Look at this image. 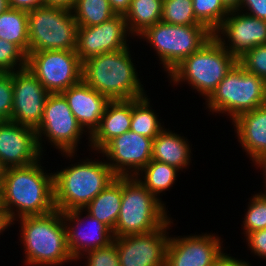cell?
<instances>
[{
	"mask_svg": "<svg viewBox=\"0 0 266 266\" xmlns=\"http://www.w3.org/2000/svg\"><path fill=\"white\" fill-rule=\"evenodd\" d=\"M77 21L72 10L42 6L28 11L29 50H75Z\"/></svg>",
	"mask_w": 266,
	"mask_h": 266,
	"instance_id": "cell-10",
	"label": "cell"
},
{
	"mask_svg": "<svg viewBox=\"0 0 266 266\" xmlns=\"http://www.w3.org/2000/svg\"><path fill=\"white\" fill-rule=\"evenodd\" d=\"M3 174H4V168L0 164V189H1V184H2Z\"/></svg>",
	"mask_w": 266,
	"mask_h": 266,
	"instance_id": "cell-47",
	"label": "cell"
},
{
	"mask_svg": "<svg viewBox=\"0 0 266 266\" xmlns=\"http://www.w3.org/2000/svg\"><path fill=\"white\" fill-rule=\"evenodd\" d=\"M75 2L76 0H43L44 6L58 7L66 10H72Z\"/></svg>",
	"mask_w": 266,
	"mask_h": 266,
	"instance_id": "cell-44",
	"label": "cell"
},
{
	"mask_svg": "<svg viewBox=\"0 0 266 266\" xmlns=\"http://www.w3.org/2000/svg\"><path fill=\"white\" fill-rule=\"evenodd\" d=\"M224 241L218 232L213 231L183 236L171 234L166 250V266H211L229 247H225Z\"/></svg>",
	"mask_w": 266,
	"mask_h": 266,
	"instance_id": "cell-13",
	"label": "cell"
},
{
	"mask_svg": "<svg viewBox=\"0 0 266 266\" xmlns=\"http://www.w3.org/2000/svg\"><path fill=\"white\" fill-rule=\"evenodd\" d=\"M152 100L148 95L132 99V116L130 130L154 139L166 126L163 119H159V113L153 109ZM163 121V122H162Z\"/></svg>",
	"mask_w": 266,
	"mask_h": 266,
	"instance_id": "cell-27",
	"label": "cell"
},
{
	"mask_svg": "<svg viewBox=\"0 0 266 266\" xmlns=\"http://www.w3.org/2000/svg\"><path fill=\"white\" fill-rule=\"evenodd\" d=\"M212 36L213 33L205 25H173L160 21L148 27L135 41L137 44L138 41L146 42L145 46L150 47L149 51H154L157 64L168 75Z\"/></svg>",
	"mask_w": 266,
	"mask_h": 266,
	"instance_id": "cell-6",
	"label": "cell"
},
{
	"mask_svg": "<svg viewBox=\"0 0 266 266\" xmlns=\"http://www.w3.org/2000/svg\"><path fill=\"white\" fill-rule=\"evenodd\" d=\"M13 105L12 76L4 73L0 77V122L11 120Z\"/></svg>",
	"mask_w": 266,
	"mask_h": 266,
	"instance_id": "cell-36",
	"label": "cell"
},
{
	"mask_svg": "<svg viewBox=\"0 0 266 266\" xmlns=\"http://www.w3.org/2000/svg\"><path fill=\"white\" fill-rule=\"evenodd\" d=\"M238 10L266 21V0H241Z\"/></svg>",
	"mask_w": 266,
	"mask_h": 266,
	"instance_id": "cell-38",
	"label": "cell"
},
{
	"mask_svg": "<svg viewBox=\"0 0 266 266\" xmlns=\"http://www.w3.org/2000/svg\"><path fill=\"white\" fill-rule=\"evenodd\" d=\"M248 198L244 217H242L241 235L266 229V194L257 192Z\"/></svg>",
	"mask_w": 266,
	"mask_h": 266,
	"instance_id": "cell-30",
	"label": "cell"
},
{
	"mask_svg": "<svg viewBox=\"0 0 266 266\" xmlns=\"http://www.w3.org/2000/svg\"><path fill=\"white\" fill-rule=\"evenodd\" d=\"M129 33L123 15H115L111 19L90 27L78 26L76 53L81 62L105 52L121 51L135 39Z\"/></svg>",
	"mask_w": 266,
	"mask_h": 266,
	"instance_id": "cell-15",
	"label": "cell"
},
{
	"mask_svg": "<svg viewBox=\"0 0 266 266\" xmlns=\"http://www.w3.org/2000/svg\"><path fill=\"white\" fill-rule=\"evenodd\" d=\"M9 8L8 0H0V13L6 11Z\"/></svg>",
	"mask_w": 266,
	"mask_h": 266,
	"instance_id": "cell-46",
	"label": "cell"
},
{
	"mask_svg": "<svg viewBox=\"0 0 266 266\" xmlns=\"http://www.w3.org/2000/svg\"><path fill=\"white\" fill-rule=\"evenodd\" d=\"M19 229L24 266H65L76 264L68 244L62 212L25 216L14 221Z\"/></svg>",
	"mask_w": 266,
	"mask_h": 266,
	"instance_id": "cell-3",
	"label": "cell"
},
{
	"mask_svg": "<svg viewBox=\"0 0 266 266\" xmlns=\"http://www.w3.org/2000/svg\"><path fill=\"white\" fill-rule=\"evenodd\" d=\"M238 60L213 36L198 51L178 64L168 75L171 88L188 85L205 101ZM178 86V87H177ZM197 92V93H196Z\"/></svg>",
	"mask_w": 266,
	"mask_h": 266,
	"instance_id": "cell-5",
	"label": "cell"
},
{
	"mask_svg": "<svg viewBox=\"0 0 266 266\" xmlns=\"http://www.w3.org/2000/svg\"><path fill=\"white\" fill-rule=\"evenodd\" d=\"M163 0H132L124 18L129 33L137 38L148 27L161 21Z\"/></svg>",
	"mask_w": 266,
	"mask_h": 266,
	"instance_id": "cell-26",
	"label": "cell"
},
{
	"mask_svg": "<svg viewBox=\"0 0 266 266\" xmlns=\"http://www.w3.org/2000/svg\"><path fill=\"white\" fill-rule=\"evenodd\" d=\"M26 66L27 55L16 44L0 39V69L10 73Z\"/></svg>",
	"mask_w": 266,
	"mask_h": 266,
	"instance_id": "cell-33",
	"label": "cell"
},
{
	"mask_svg": "<svg viewBox=\"0 0 266 266\" xmlns=\"http://www.w3.org/2000/svg\"><path fill=\"white\" fill-rule=\"evenodd\" d=\"M43 156L35 129L11 120L0 122V164L4 169L27 166Z\"/></svg>",
	"mask_w": 266,
	"mask_h": 266,
	"instance_id": "cell-19",
	"label": "cell"
},
{
	"mask_svg": "<svg viewBox=\"0 0 266 266\" xmlns=\"http://www.w3.org/2000/svg\"><path fill=\"white\" fill-rule=\"evenodd\" d=\"M180 174L181 171L174 166L151 160L135 178L166 206L167 203L163 201L162 196L171 191Z\"/></svg>",
	"mask_w": 266,
	"mask_h": 266,
	"instance_id": "cell-25",
	"label": "cell"
},
{
	"mask_svg": "<svg viewBox=\"0 0 266 266\" xmlns=\"http://www.w3.org/2000/svg\"><path fill=\"white\" fill-rule=\"evenodd\" d=\"M161 21L173 25H203L195 17L192 0H163Z\"/></svg>",
	"mask_w": 266,
	"mask_h": 266,
	"instance_id": "cell-32",
	"label": "cell"
},
{
	"mask_svg": "<svg viewBox=\"0 0 266 266\" xmlns=\"http://www.w3.org/2000/svg\"><path fill=\"white\" fill-rule=\"evenodd\" d=\"M4 74V72L0 69V77Z\"/></svg>",
	"mask_w": 266,
	"mask_h": 266,
	"instance_id": "cell-48",
	"label": "cell"
},
{
	"mask_svg": "<svg viewBox=\"0 0 266 266\" xmlns=\"http://www.w3.org/2000/svg\"><path fill=\"white\" fill-rule=\"evenodd\" d=\"M176 219L144 234L114 237L120 266H166V250ZM173 225V226H172Z\"/></svg>",
	"mask_w": 266,
	"mask_h": 266,
	"instance_id": "cell-12",
	"label": "cell"
},
{
	"mask_svg": "<svg viewBox=\"0 0 266 266\" xmlns=\"http://www.w3.org/2000/svg\"><path fill=\"white\" fill-rule=\"evenodd\" d=\"M153 139L131 130L110 140L99 152L118 177H135L152 160Z\"/></svg>",
	"mask_w": 266,
	"mask_h": 266,
	"instance_id": "cell-14",
	"label": "cell"
},
{
	"mask_svg": "<svg viewBox=\"0 0 266 266\" xmlns=\"http://www.w3.org/2000/svg\"><path fill=\"white\" fill-rule=\"evenodd\" d=\"M253 167L256 168L255 170L262 172L260 174H262L263 176H261V178L263 177V192L259 190L260 193L266 194V154L261 155L259 158H257L253 163H252Z\"/></svg>",
	"mask_w": 266,
	"mask_h": 266,
	"instance_id": "cell-43",
	"label": "cell"
},
{
	"mask_svg": "<svg viewBox=\"0 0 266 266\" xmlns=\"http://www.w3.org/2000/svg\"><path fill=\"white\" fill-rule=\"evenodd\" d=\"M230 123L238 146L251 164L266 154V104L242 113Z\"/></svg>",
	"mask_w": 266,
	"mask_h": 266,
	"instance_id": "cell-21",
	"label": "cell"
},
{
	"mask_svg": "<svg viewBox=\"0 0 266 266\" xmlns=\"http://www.w3.org/2000/svg\"><path fill=\"white\" fill-rule=\"evenodd\" d=\"M79 125L91 136L99 127L105 108L110 100L92 89L83 80L61 93Z\"/></svg>",
	"mask_w": 266,
	"mask_h": 266,
	"instance_id": "cell-20",
	"label": "cell"
},
{
	"mask_svg": "<svg viewBox=\"0 0 266 266\" xmlns=\"http://www.w3.org/2000/svg\"><path fill=\"white\" fill-rule=\"evenodd\" d=\"M9 8L31 11L44 6L43 0H8Z\"/></svg>",
	"mask_w": 266,
	"mask_h": 266,
	"instance_id": "cell-40",
	"label": "cell"
},
{
	"mask_svg": "<svg viewBox=\"0 0 266 266\" xmlns=\"http://www.w3.org/2000/svg\"><path fill=\"white\" fill-rule=\"evenodd\" d=\"M240 2L241 0H222V3L229 11L238 10Z\"/></svg>",
	"mask_w": 266,
	"mask_h": 266,
	"instance_id": "cell-45",
	"label": "cell"
},
{
	"mask_svg": "<svg viewBox=\"0 0 266 266\" xmlns=\"http://www.w3.org/2000/svg\"><path fill=\"white\" fill-rule=\"evenodd\" d=\"M26 67L50 94L62 93L82 81L83 63L75 50L31 52Z\"/></svg>",
	"mask_w": 266,
	"mask_h": 266,
	"instance_id": "cell-11",
	"label": "cell"
},
{
	"mask_svg": "<svg viewBox=\"0 0 266 266\" xmlns=\"http://www.w3.org/2000/svg\"><path fill=\"white\" fill-rule=\"evenodd\" d=\"M131 49L130 45L121 51L105 52L84 61L82 80L110 101L146 96L148 91L140 76L142 72L137 69L139 61L135 60L134 49Z\"/></svg>",
	"mask_w": 266,
	"mask_h": 266,
	"instance_id": "cell-4",
	"label": "cell"
},
{
	"mask_svg": "<svg viewBox=\"0 0 266 266\" xmlns=\"http://www.w3.org/2000/svg\"><path fill=\"white\" fill-rule=\"evenodd\" d=\"M79 264H82L83 266H120L116 244L112 242L106 247L86 252L77 260L75 265Z\"/></svg>",
	"mask_w": 266,
	"mask_h": 266,
	"instance_id": "cell-34",
	"label": "cell"
},
{
	"mask_svg": "<svg viewBox=\"0 0 266 266\" xmlns=\"http://www.w3.org/2000/svg\"><path fill=\"white\" fill-rule=\"evenodd\" d=\"M242 240L247 244V250H250L252 257L266 261V229L247 233Z\"/></svg>",
	"mask_w": 266,
	"mask_h": 266,
	"instance_id": "cell-37",
	"label": "cell"
},
{
	"mask_svg": "<svg viewBox=\"0 0 266 266\" xmlns=\"http://www.w3.org/2000/svg\"><path fill=\"white\" fill-rule=\"evenodd\" d=\"M109 5L116 15H123L129 11L132 0H108Z\"/></svg>",
	"mask_w": 266,
	"mask_h": 266,
	"instance_id": "cell-42",
	"label": "cell"
},
{
	"mask_svg": "<svg viewBox=\"0 0 266 266\" xmlns=\"http://www.w3.org/2000/svg\"><path fill=\"white\" fill-rule=\"evenodd\" d=\"M135 177H122V200L114 237L144 234L162 227L172 216Z\"/></svg>",
	"mask_w": 266,
	"mask_h": 266,
	"instance_id": "cell-8",
	"label": "cell"
},
{
	"mask_svg": "<svg viewBox=\"0 0 266 266\" xmlns=\"http://www.w3.org/2000/svg\"><path fill=\"white\" fill-rule=\"evenodd\" d=\"M122 200V177H116L83 209L112 231L116 226Z\"/></svg>",
	"mask_w": 266,
	"mask_h": 266,
	"instance_id": "cell-24",
	"label": "cell"
},
{
	"mask_svg": "<svg viewBox=\"0 0 266 266\" xmlns=\"http://www.w3.org/2000/svg\"><path fill=\"white\" fill-rule=\"evenodd\" d=\"M0 39L16 44L28 55V12L8 8L6 11L0 13Z\"/></svg>",
	"mask_w": 266,
	"mask_h": 266,
	"instance_id": "cell-28",
	"label": "cell"
},
{
	"mask_svg": "<svg viewBox=\"0 0 266 266\" xmlns=\"http://www.w3.org/2000/svg\"><path fill=\"white\" fill-rule=\"evenodd\" d=\"M169 127L164 128L154 139L152 144V160L174 166L182 172L193 166L192 145L183 135ZM182 135V136H181Z\"/></svg>",
	"mask_w": 266,
	"mask_h": 266,
	"instance_id": "cell-23",
	"label": "cell"
},
{
	"mask_svg": "<svg viewBox=\"0 0 266 266\" xmlns=\"http://www.w3.org/2000/svg\"><path fill=\"white\" fill-rule=\"evenodd\" d=\"M264 104H266V81L247 72L238 63L203 102L204 109L209 112L208 115L226 116L229 122L242 113Z\"/></svg>",
	"mask_w": 266,
	"mask_h": 266,
	"instance_id": "cell-7",
	"label": "cell"
},
{
	"mask_svg": "<svg viewBox=\"0 0 266 266\" xmlns=\"http://www.w3.org/2000/svg\"><path fill=\"white\" fill-rule=\"evenodd\" d=\"M36 134L39 148L44 155L47 145H50L48 148L56 149L57 153L78 152L82 141L87 140V150L90 148V136L79 125L61 93L49 94ZM84 135L86 139H83Z\"/></svg>",
	"mask_w": 266,
	"mask_h": 266,
	"instance_id": "cell-9",
	"label": "cell"
},
{
	"mask_svg": "<svg viewBox=\"0 0 266 266\" xmlns=\"http://www.w3.org/2000/svg\"><path fill=\"white\" fill-rule=\"evenodd\" d=\"M132 99L110 101L99 127L90 136L91 151H100L110 140L130 130Z\"/></svg>",
	"mask_w": 266,
	"mask_h": 266,
	"instance_id": "cell-22",
	"label": "cell"
},
{
	"mask_svg": "<svg viewBox=\"0 0 266 266\" xmlns=\"http://www.w3.org/2000/svg\"><path fill=\"white\" fill-rule=\"evenodd\" d=\"M62 215L68 248L75 262L86 252L106 247L114 241L113 231L84 209L62 212Z\"/></svg>",
	"mask_w": 266,
	"mask_h": 266,
	"instance_id": "cell-18",
	"label": "cell"
},
{
	"mask_svg": "<svg viewBox=\"0 0 266 266\" xmlns=\"http://www.w3.org/2000/svg\"><path fill=\"white\" fill-rule=\"evenodd\" d=\"M88 154L81 159L77 152L58 153L66 159L65 163L69 162L53 170L56 210L83 209L117 177L100 152L89 150Z\"/></svg>",
	"mask_w": 266,
	"mask_h": 266,
	"instance_id": "cell-1",
	"label": "cell"
},
{
	"mask_svg": "<svg viewBox=\"0 0 266 266\" xmlns=\"http://www.w3.org/2000/svg\"><path fill=\"white\" fill-rule=\"evenodd\" d=\"M192 4L196 19L212 33L230 12L222 0H192Z\"/></svg>",
	"mask_w": 266,
	"mask_h": 266,
	"instance_id": "cell-31",
	"label": "cell"
},
{
	"mask_svg": "<svg viewBox=\"0 0 266 266\" xmlns=\"http://www.w3.org/2000/svg\"><path fill=\"white\" fill-rule=\"evenodd\" d=\"M44 160L43 156L33 164L4 169L0 203L13 221L55 210L54 171L43 166Z\"/></svg>",
	"mask_w": 266,
	"mask_h": 266,
	"instance_id": "cell-2",
	"label": "cell"
},
{
	"mask_svg": "<svg viewBox=\"0 0 266 266\" xmlns=\"http://www.w3.org/2000/svg\"><path fill=\"white\" fill-rule=\"evenodd\" d=\"M213 37L238 60L255 46L266 44V21L233 10Z\"/></svg>",
	"mask_w": 266,
	"mask_h": 266,
	"instance_id": "cell-17",
	"label": "cell"
},
{
	"mask_svg": "<svg viewBox=\"0 0 266 266\" xmlns=\"http://www.w3.org/2000/svg\"><path fill=\"white\" fill-rule=\"evenodd\" d=\"M72 13L82 27L99 25L116 15L108 0H76Z\"/></svg>",
	"mask_w": 266,
	"mask_h": 266,
	"instance_id": "cell-29",
	"label": "cell"
},
{
	"mask_svg": "<svg viewBox=\"0 0 266 266\" xmlns=\"http://www.w3.org/2000/svg\"><path fill=\"white\" fill-rule=\"evenodd\" d=\"M230 246L225 249L211 266H253L247 259L238 258L228 253ZM227 250V251H226Z\"/></svg>",
	"mask_w": 266,
	"mask_h": 266,
	"instance_id": "cell-39",
	"label": "cell"
},
{
	"mask_svg": "<svg viewBox=\"0 0 266 266\" xmlns=\"http://www.w3.org/2000/svg\"><path fill=\"white\" fill-rule=\"evenodd\" d=\"M9 74L13 83L11 121L36 130L41 124L50 93L27 67Z\"/></svg>",
	"mask_w": 266,
	"mask_h": 266,
	"instance_id": "cell-16",
	"label": "cell"
},
{
	"mask_svg": "<svg viewBox=\"0 0 266 266\" xmlns=\"http://www.w3.org/2000/svg\"><path fill=\"white\" fill-rule=\"evenodd\" d=\"M247 72L257 75L266 81V44L255 46L238 59Z\"/></svg>",
	"mask_w": 266,
	"mask_h": 266,
	"instance_id": "cell-35",
	"label": "cell"
},
{
	"mask_svg": "<svg viewBox=\"0 0 266 266\" xmlns=\"http://www.w3.org/2000/svg\"><path fill=\"white\" fill-rule=\"evenodd\" d=\"M11 227H14V221L9 215L7 209L0 203V235L3 236L7 231L9 234V228Z\"/></svg>",
	"mask_w": 266,
	"mask_h": 266,
	"instance_id": "cell-41",
	"label": "cell"
}]
</instances>
